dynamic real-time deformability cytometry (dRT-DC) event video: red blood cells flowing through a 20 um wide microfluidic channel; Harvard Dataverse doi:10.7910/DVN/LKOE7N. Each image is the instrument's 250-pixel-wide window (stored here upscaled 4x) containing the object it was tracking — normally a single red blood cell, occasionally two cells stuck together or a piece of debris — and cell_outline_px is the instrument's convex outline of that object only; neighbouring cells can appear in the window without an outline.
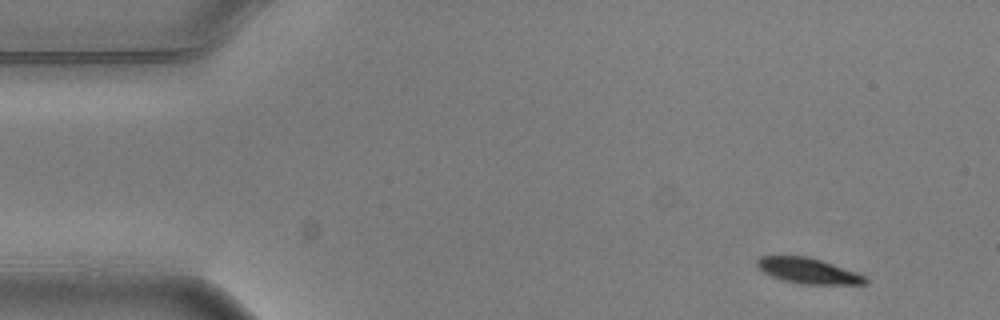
{"species": "common noctule bat (a hibernating species)", "species_latin": "Nyctalus noctula", "temperature_condition": "warm", "stored_images_in_passage": 4, "camera_frame_rate_fps": 3000, "um_per_image_px": 0.085, "animal": {"sex": "male", "body_mass_g": 20.5, "forearm_length_mm": 52.5}, "frame": {"image": 1, "passage_image": 1, "time_ms": 0.0, "image_size_px": [1000, 320], "cell_outline_px": [[868, 280], [864, 284], [800, 284], [780, 280], [764, 272], [756, 264], [756, 260], [760, 256], [808, 256], [856, 272], [864, 276]], "centroid_in_image_um": [68.66, 23.02], "position_along_channel_um": 16.3, "area_um2": 15.95}}
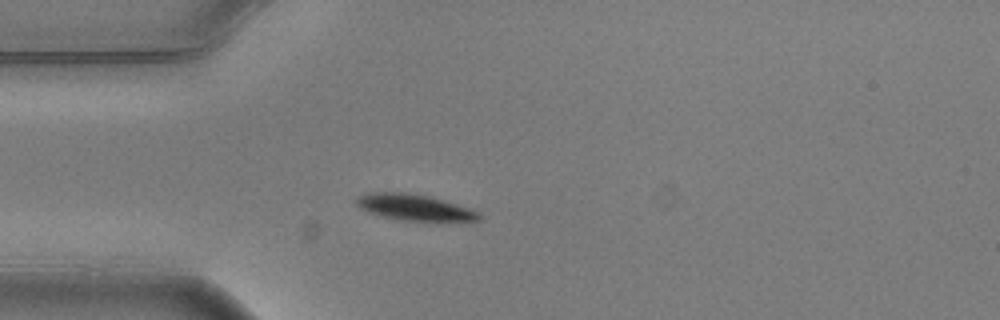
{"frame": {"image": 2, "passage_image": 4, "time_ms": 1.0, "image_size_px": [1000, 320], "cell_outline_px": [[480, 220], [400, 220], [380, 216], [368, 212], [360, 208], [356, 204], [356, 200], [360, 196], [368, 192], [408, 192], [428, 196], [456, 204], [480, 212]], "centroid_in_image_um": [35.16, 17.61], "position_along_channel_um": 49.8, "area_um2": 18.32}}